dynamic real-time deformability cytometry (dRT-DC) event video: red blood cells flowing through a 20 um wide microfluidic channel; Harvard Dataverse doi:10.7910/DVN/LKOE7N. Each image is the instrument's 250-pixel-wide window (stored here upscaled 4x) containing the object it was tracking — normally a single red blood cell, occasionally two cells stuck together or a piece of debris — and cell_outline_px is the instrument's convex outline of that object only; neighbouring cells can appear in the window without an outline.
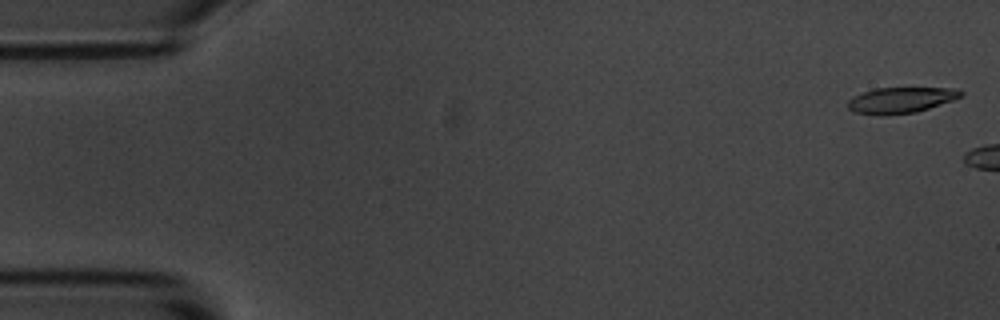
{"species": "common noctule bat (a hibernating species)", "species_latin": "Nyctalus noctula", "temperature_condition": "room temperature", "stored_images_in_passage": 5, "camera_frame_rate_fps": 3000, "um_per_image_px": 0.085, "animal": {"sex": "male", "body_mass_g": 20.1, "forearm_length_mm": 53.5}, "frame": {"image": 1, "passage_image": 1, "time_ms": 0.0, "image_size_px": [1000, 320], "cell_outline_px": [[964, 96], [916, 112], [880, 116], [856, 112], [848, 108], [848, 100], [852, 96], [876, 88], [956, 88], [964, 92]], "centroid_in_image_um": [76.57, 8.51], "position_along_channel_um": 8.4, "area_um2": 16.99}}